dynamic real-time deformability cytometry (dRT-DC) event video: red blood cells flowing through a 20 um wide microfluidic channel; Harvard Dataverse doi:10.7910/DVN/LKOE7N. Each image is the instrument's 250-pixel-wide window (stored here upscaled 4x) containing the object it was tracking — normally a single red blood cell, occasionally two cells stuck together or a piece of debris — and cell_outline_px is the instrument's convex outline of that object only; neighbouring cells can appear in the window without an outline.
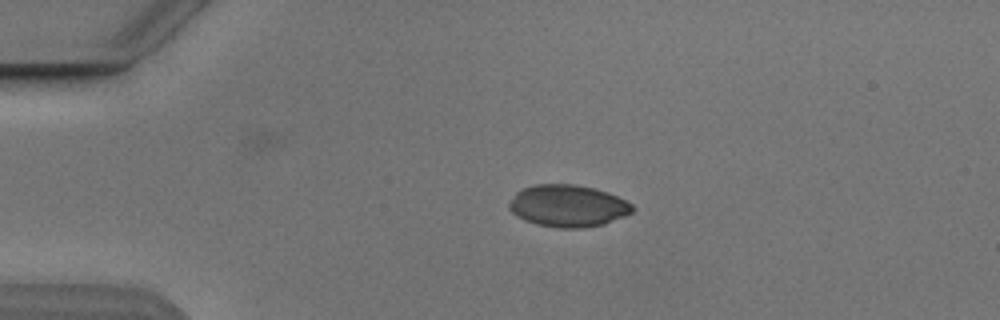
{"species": "Egyptian fruit bat (a non-hibernating species)", "species_latin": "Rousettus aegyptiacus", "temperature_condition": "cold", "stored_images_in_passage": 5, "camera_frame_rate_fps": 3000, "um_per_image_px": 0.085, "animal": {"sex": "male"}, "frame": {"image": 1, "passage_image": 3, "time_ms": 2.333, "image_size_px": [1000, 320], "cell_outline_px": [[636, 208], [632, 212], [624, 216], [604, 224], [584, 228], [560, 228], [536, 224], [524, 220], [516, 216], [508, 208], [508, 204], [516, 192], [524, 188], [536, 184], [572, 184], [592, 188], [616, 196], [632, 204]], "centroid_in_image_um": [48.25, 17.51], "position_along_channel_um": 36.7, "area_um2": 30.06}}